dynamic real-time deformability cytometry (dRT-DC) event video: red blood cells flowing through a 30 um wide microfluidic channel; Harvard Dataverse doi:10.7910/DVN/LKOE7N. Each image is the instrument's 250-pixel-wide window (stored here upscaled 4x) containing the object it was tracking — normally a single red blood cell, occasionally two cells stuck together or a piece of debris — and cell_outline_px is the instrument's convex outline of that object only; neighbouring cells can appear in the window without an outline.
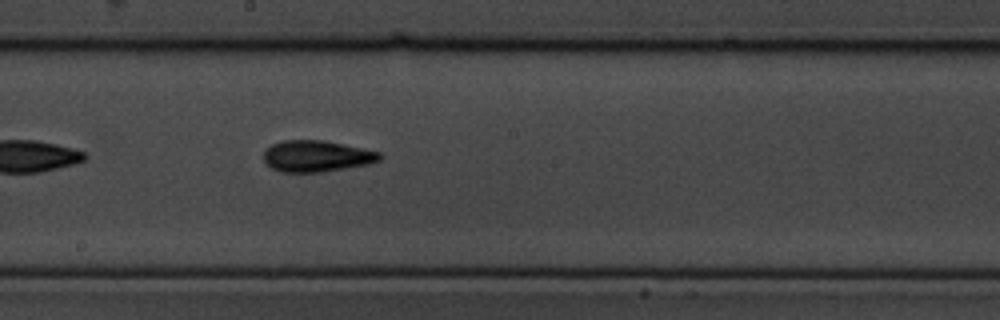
{"species": "common noctule bat (a hibernating species)", "species_latin": "Nyctalus noctula", "temperature_condition": "cold", "stored_images_in_passage": 27, "camera_frame_rate_fps": 3000, "um_per_image_px": 0.085, "animal": {"sex": "male", "body_mass_g": 19.5, "forearm_length_mm": 54.6}, "frame": {"image": 1, "passage_image": 16, "time_ms": 5.0, "image_size_px": [1000, 320], "cell_outline_px": [[384, 156], [380, 160], [368, 164], [320, 172], [280, 172], [264, 164], [264, 148], [272, 144], [284, 140], [324, 140], [380, 152]], "centroid_in_image_um": [26.87, 13.27], "position_along_channel_um": 221.3, "area_um2": 21.27}}
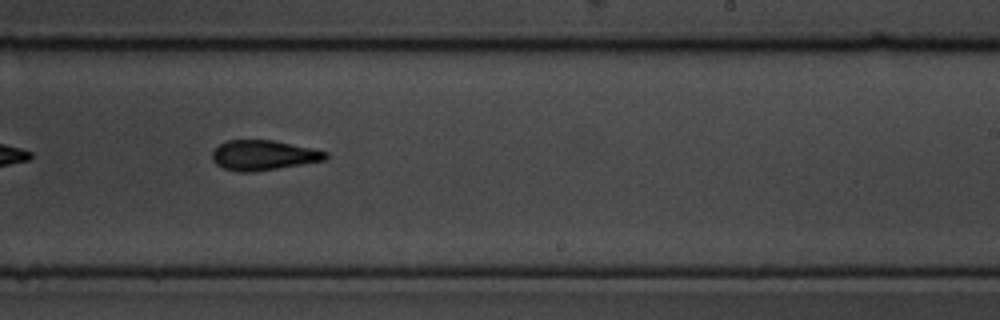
{"frame": {"image": 2, "passage_image": 20, "time_ms": 6.333, "image_size_px": [1000, 320], "cell_outline_px": [[328, 156], [324, 160], [256, 172], [240, 172], [224, 168], [216, 164], [212, 160], [212, 152], [220, 144], [228, 140], [272, 140], [312, 148], [328, 152]], "centroid_in_image_um": [22.38, 13.2], "position_along_channel_um": 266.6, "area_um2": 19.71}}